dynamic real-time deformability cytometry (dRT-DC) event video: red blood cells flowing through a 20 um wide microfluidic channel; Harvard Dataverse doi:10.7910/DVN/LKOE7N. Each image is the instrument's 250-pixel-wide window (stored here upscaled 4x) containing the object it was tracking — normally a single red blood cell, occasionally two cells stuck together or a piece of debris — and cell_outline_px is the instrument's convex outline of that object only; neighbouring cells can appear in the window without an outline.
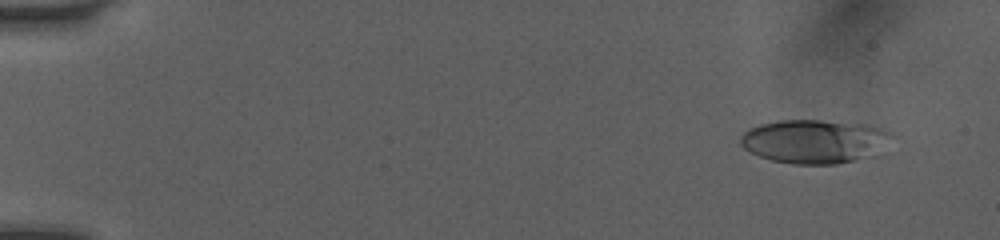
{"species": "human", "species_latin": "Homo sapiens", "temperature_condition": "room temperature", "stored_images_in_passage": 51, "camera_frame_rate_fps": 3000, "um_per_image_px": 0.085, "donor": {"sex": "female"}, "frame": {"image": 1, "passage_image": 4, "time_ms": 1.0, "image_size_px": [1000, 240], "cell_outline_px": [[896, 136], [884, 156], [836, 164], [792, 164], [772, 160], [760, 156], [744, 148], [740, 144], [740, 136], [748, 128], [760, 124], [780, 120], [820, 120], [868, 124], [884, 128], [892, 132]], "centroid_in_image_um": [69.43, 12.03], "position_along_channel_um": 15.6, "area_um2": 40.06}}
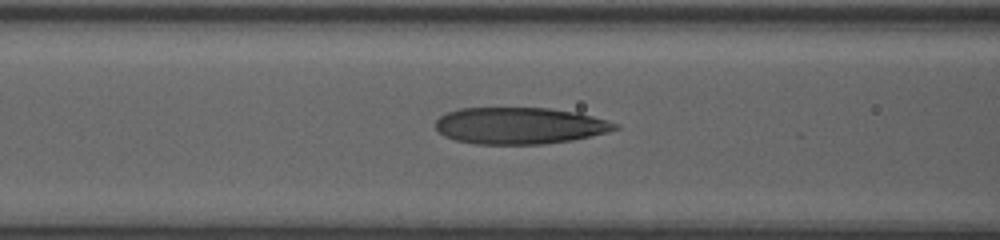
{"frame": {"image": 2, "passage_image": 22, "time_ms": 7.0, "image_size_px": [1000, 240], "cell_outline_px": [[620, 128], [608, 132], [572, 140], [544, 144], [476, 144], [456, 140], [444, 136], [436, 128], [436, 120], [440, 116], [448, 112], [460, 108], [548, 108], [576, 112], [592, 116], [620, 124]], "centroid_in_image_um": [44.19, 10.68], "position_along_channel_um": 122.4, "area_um2": 38.32}}
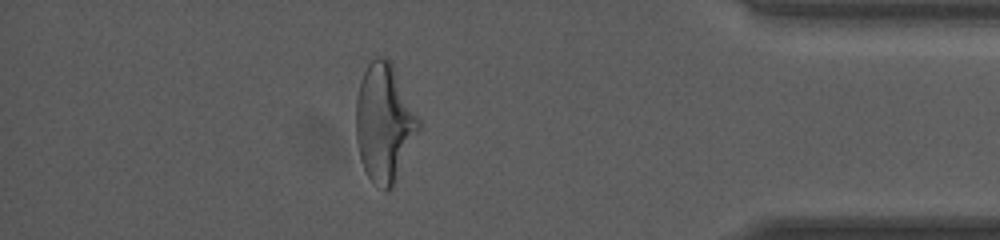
{"frame": {"image": 3, "passage_image": 45, "time_ms": 14.667, "image_size_px": [1000, 240], "cell_outline_px": [[420, 128], [396, 180], [392, 188], [384, 192], [368, 176], [360, 160], [356, 140], [356, 100], [364, 60], [376, 56], [384, 56], [392, 64], [420, 120]], "centroid_in_image_um": [32.62, 10.38], "position_along_channel_um": 402.6, "area_um2": 43.35}, "authors_computed_cell_mechanics": {"area_um2": 38.8416, "velocity_mm_per_s": 4.0673, "shape_relaxation_time_tau1_ms": 6.1901, "shape_relaxation_time_tau2_ms": 1.1763, "deformation_change_tau1": 0.225, "deformation_change_tau2": 0.1109}}